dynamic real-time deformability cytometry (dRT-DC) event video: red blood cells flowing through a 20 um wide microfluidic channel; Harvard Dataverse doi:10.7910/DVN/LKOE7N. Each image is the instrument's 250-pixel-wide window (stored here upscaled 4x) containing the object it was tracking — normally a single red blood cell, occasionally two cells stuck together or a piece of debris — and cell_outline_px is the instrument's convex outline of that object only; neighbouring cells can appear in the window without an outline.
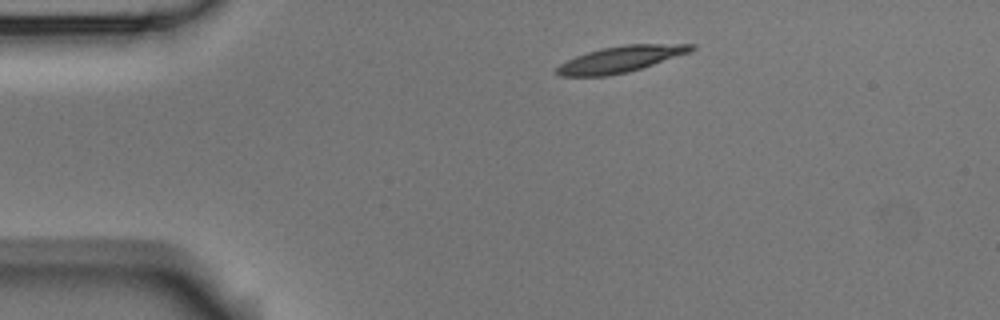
{"species": "Egyptian fruit bat (a non-hibernating species)", "species_latin": "Rousettus aegyptiacus", "temperature_condition": "room temperature", "stored_images_in_passage": 47, "camera_frame_rate_fps": 3000, "um_per_image_px": 0.085, "animal": {"sex": "male"}, "frame": {"image": 1, "passage_image": 1, "time_ms": 0.0, "image_size_px": [1000, 320], "cell_outline_px": [[696, 48], [688, 52], [628, 72], [608, 76], [560, 76], [552, 72], [560, 64], [576, 56], [600, 48], [624, 44], [696, 44]], "centroid_in_image_um": [52.68, 5.03], "position_along_channel_um": 32.3, "area_um2": 20.35}}
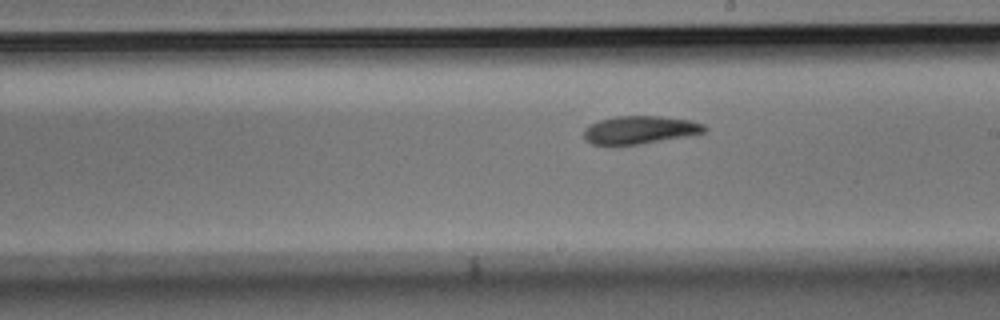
{"frame": {"image": 2, "passage_image": 22, "time_ms": 7.0, "image_size_px": [1000, 320], "cell_outline_px": [[708, 128], [704, 132], [684, 136], [640, 144], [612, 148], [592, 144], [584, 140], [584, 128], [600, 120], [616, 116], [660, 116], [692, 120], [704, 124]], "centroid_in_image_um": [54.32, 11.07], "position_along_channel_um": 234.7, "area_um2": 20.11}}
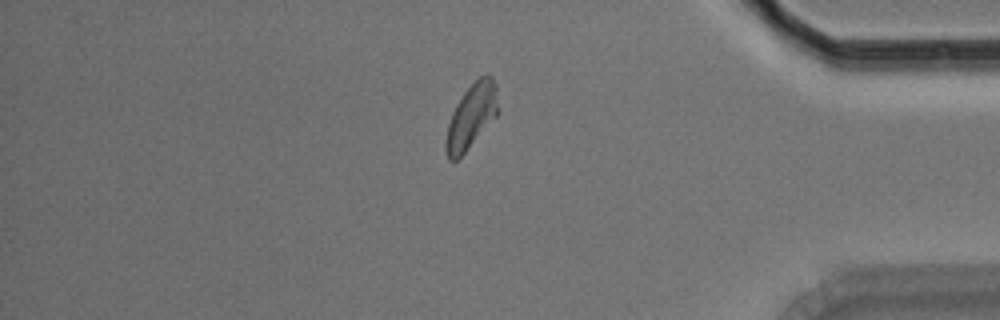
{"frame": {"image": 3, "passage_image": 38, "time_ms": 12.333, "image_size_px": [1000, 320], "cell_outline_px": [[500, 112], [464, 152], [456, 160], [448, 160], [444, 148], [444, 144], [448, 124], [452, 112], [456, 104], [464, 92], [480, 76], [488, 72], [492, 76], [496, 84]], "centroid_in_image_um": [40.08, 9.85], "position_along_channel_um": 395.1, "area_um2": 19.71}, "authors_computed_cell_mechanics": {"area_um2": 19.9988, "velocity_mm_per_s": 3.5438, "shape_relaxation_time_tau1_ms": 4.4439, "shape_relaxation_time_tau2_ms": 1.7439, "deformation_change_tau1": 0.1447, "deformation_change_tau2": 0.0691}}